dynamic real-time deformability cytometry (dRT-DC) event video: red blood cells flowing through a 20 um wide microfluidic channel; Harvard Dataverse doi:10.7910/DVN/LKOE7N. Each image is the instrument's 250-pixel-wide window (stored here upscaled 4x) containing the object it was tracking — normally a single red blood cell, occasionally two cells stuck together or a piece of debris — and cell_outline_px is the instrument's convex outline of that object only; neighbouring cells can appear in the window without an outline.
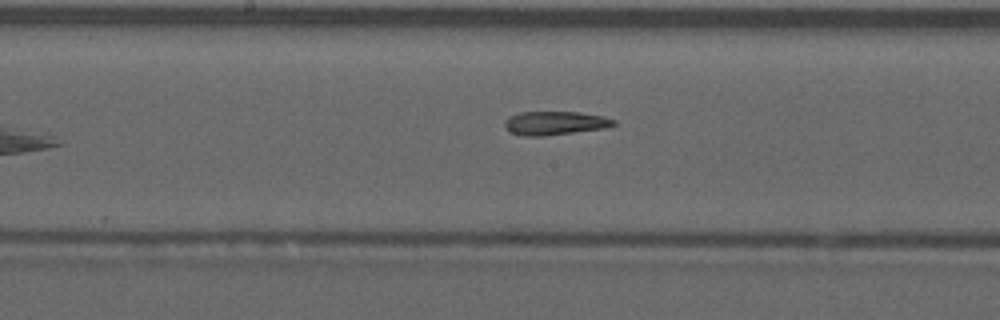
{"species": "common noctule bat (a hibernating species)", "species_latin": "Nyctalus noctula", "temperature_condition": "warm", "stored_images_in_passage": 8, "camera_frame_rate_fps": 3000, "um_per_image_px": 0.085, "animal": {"sex": "male", "forearm_length_mm": 52.5}, "frame": {"image": 1, "passage_image": 8, "time_ms": 2.333, "image_size_px": [1000, 320], "cell_outline_px": [[616, 124], [604, 128], [544, 136], [524, 136], [512, 132], [504, 124], [508, 116], [520, 112], [580, 112], [604, 116], [616, 120]], "centroid_in_image_um": [47.19, 10.45], "position_along_channel_um": 201.0, "area_um2": 14.91}}